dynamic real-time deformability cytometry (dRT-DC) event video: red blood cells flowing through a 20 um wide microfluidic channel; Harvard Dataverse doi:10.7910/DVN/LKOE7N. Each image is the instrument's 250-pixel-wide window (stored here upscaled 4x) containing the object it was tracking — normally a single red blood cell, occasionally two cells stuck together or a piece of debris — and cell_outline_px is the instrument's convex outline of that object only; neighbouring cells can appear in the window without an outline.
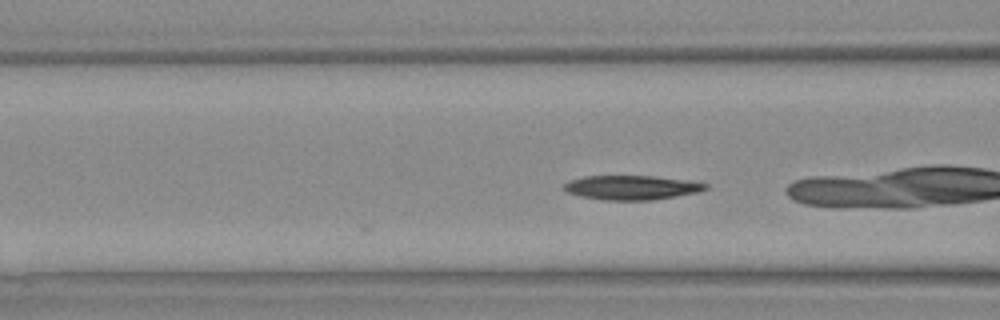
{"species": "Egyptian fruit bat (a non-hibernating species)", "species_latin": "Rousettus aegyptiacus", "temperature_condition": "warm", "stored_images_in_passage": 4, "camera_frame_rate_fps": 3000, "um_per_image_px": 0.085, "animal": {"sex": "female"}, "frame": {"image": 1, "passage_image": 4, "time_ms": 1.0, "image_size_px": [1000, 320], "cell_outline_px": [[708, 188], [696, 192], [648, 200], [604, 200], [584, 196], [568, 192], [564, 188], [564, 184], [568, 180], [584, 176], [656, 176], [692, 180], [708, 184]], "centroid_in_image_um": [53.7, 15.92], "position_along_channel_um": 112.9, "area_um2": 19.83}}